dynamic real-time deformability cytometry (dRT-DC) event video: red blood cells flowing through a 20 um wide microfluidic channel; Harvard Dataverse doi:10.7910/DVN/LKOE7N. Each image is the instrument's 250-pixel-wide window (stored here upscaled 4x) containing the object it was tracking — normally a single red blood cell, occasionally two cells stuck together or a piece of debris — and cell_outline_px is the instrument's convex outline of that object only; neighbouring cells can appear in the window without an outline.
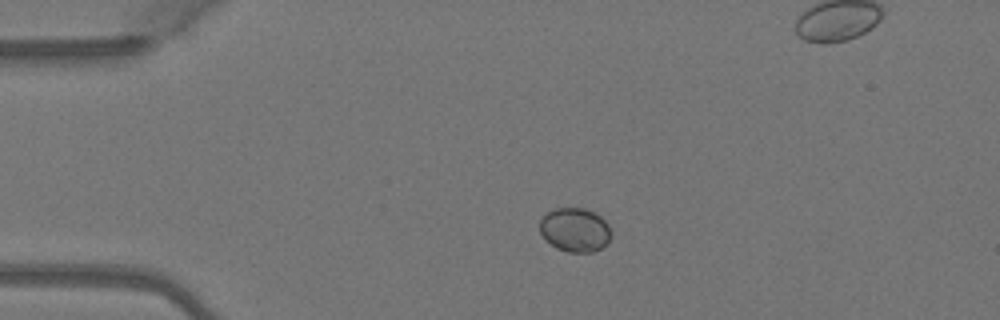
{"species": "Egyptian fruit bat (a non-hibernating species)", "species_latin": "Rousettus aegyptiacus", "temperature_condition": "warm", "stored_images_in_passage": 3, "camera_frame_rate_fps": 3000, "um_per_image_px": 0.085, "animal": {"sex": "female"}, "frame": {"image": 1, "passage_image": 1, "time_ms": 0.0, "image_size_px": [1000, 320], "cell_outline_px": [[612, 232], [608, 240], [600, 248], [592, 252], [568, 252], [556, 248], [540, 232], [540, 220], [548, 212], [556, 208], [584, 208], [600, 216], [608, 224]], "centroid_in_image_um": [48.88, 19.53], "position_along_channel_um": 36.1, "area_um2": 17.98}}